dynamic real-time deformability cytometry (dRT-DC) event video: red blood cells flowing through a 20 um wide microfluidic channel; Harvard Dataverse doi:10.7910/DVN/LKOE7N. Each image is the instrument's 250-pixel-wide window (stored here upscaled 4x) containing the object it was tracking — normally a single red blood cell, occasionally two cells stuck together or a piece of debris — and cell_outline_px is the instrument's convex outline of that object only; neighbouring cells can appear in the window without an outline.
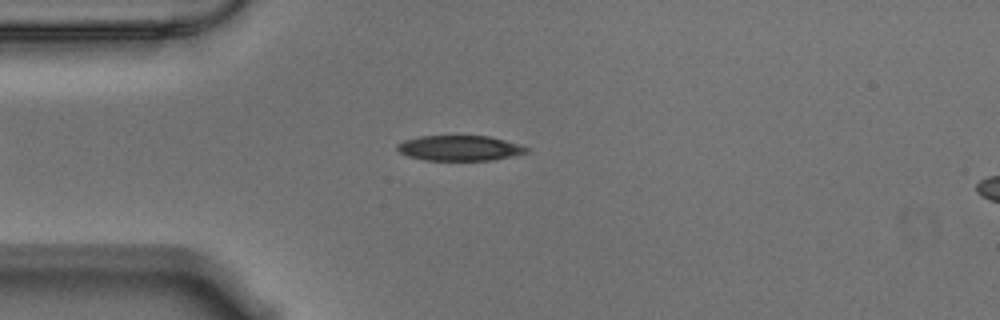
{"species": "Egyptian fruit bat (a non-hibernating species)", "species_latin": "Rousettus aegyptiacus", "temperature_condition": "warm", "stored_images_in_passage": 55, "camera_frame_rate_fps": 3000, "um_per_image_px": 0.085, "animal": {"sex": "male"}, "frame": {"image": 1, "passage_image": 13, "time_ms": 4.0, "image_size_px": [1000, 320], "cell_outline_px": [[528, 152], [512, 156], [492, 160], [424, 160], [408, 156], [400, 152], [396, 148], [396, 144], [404, 140], [420, 136], [492, 136], [520, 144], [528, 148]], "centroid_in_image_um": [39.07, 12.58], "position_along_channel_um": 45.9, "area_um2": 19.07}}
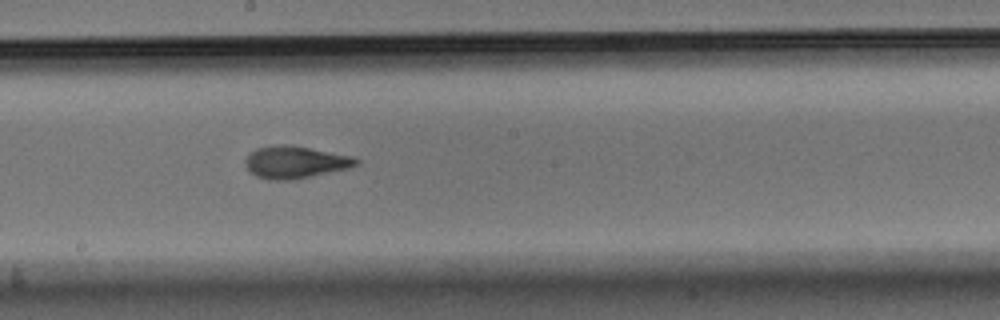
{"frame": {"image": 2, "passage_image": 29, "time_ms": 9.333, "image_size_px": [1000, 320], "cell_outline_px": [[360, 164], [352, 168], [296, 180], [268, 180], [256, 176], [244, 164], [244, 160], [256, 148], [276, 144], [288, 144], [352, 156], [360, 160]], "centroid_in_image_um": [25.14, 13.8], "position_along_channel_um": 223.1, "area_um2": 21.15}}
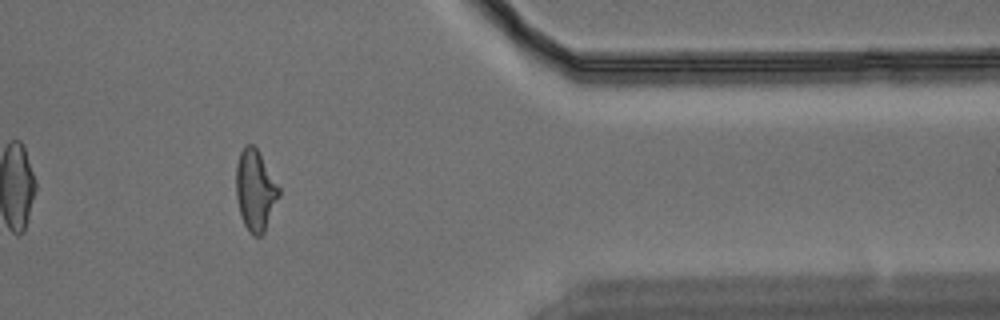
{"frame": {"image": 3, "passage_image": 45, "time_ms": 14.667, "image_size_px": [1000, 320], "cell_outline_px": [[280, 196], [264, 232], [260, 236], [252, 236], [248, 232], [240, 216], [236, 196], [236, 164], [240, 152], [244, 144], [252, 144], [256, 148], [280, 188]], "centroid_in_image_um": [21.69, 16.2], "position_along_channel_um": 389.7, "area_um2": 20.29}, "authors_computed_cell_mechanics": {"area_um2": 19.941, "velocity_mm_per_s": 3.5499, "shape_relaxation_time_tau1_ms": 3.8738, "shape_relaxation_time_tau2_ms": 1.447, "deformation_change_tau1": 0.1715, "deformation_change_tau2": 0.0906}}